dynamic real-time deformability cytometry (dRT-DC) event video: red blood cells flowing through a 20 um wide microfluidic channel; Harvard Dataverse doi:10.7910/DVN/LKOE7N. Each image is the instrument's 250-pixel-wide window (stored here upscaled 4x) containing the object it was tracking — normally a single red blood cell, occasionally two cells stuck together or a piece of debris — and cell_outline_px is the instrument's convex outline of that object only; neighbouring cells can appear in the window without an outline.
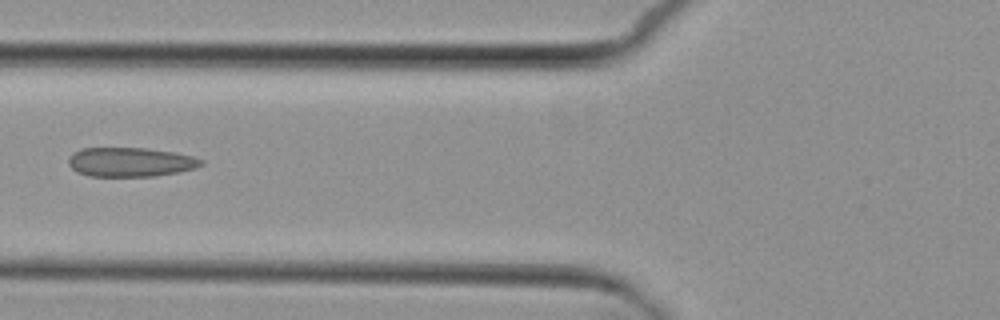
{"species": "common noctule bat (a hibernating species)", "species_latin": "Nyctalus noctula", "temperature_condition": "cold", "stored_images_in_passage": 6, "camera_frame_rate_fps": 3000, "um_per_image_px": 0.085, "animal": {"sex": "female", "body_mass_g": 29.2, "forearm_length_mm": 56.3}, "frame": {"image": 1, "passage_image": 6, "time_ms": 6.0, "image_size_px": [1000, 320], "cell_outline_px": [[204, 164], [196, 168], [156, 176], [88, 176], [76, 172], [68, 164], [68, 156], [72, 152], [80, 148], [148, 148], [172, 152], [192, 156], [204, 160]], "centroid_in_image_um": [11.05, 13.77], "position_along_channel_um": 114.8, "area_um2": 22.77}}